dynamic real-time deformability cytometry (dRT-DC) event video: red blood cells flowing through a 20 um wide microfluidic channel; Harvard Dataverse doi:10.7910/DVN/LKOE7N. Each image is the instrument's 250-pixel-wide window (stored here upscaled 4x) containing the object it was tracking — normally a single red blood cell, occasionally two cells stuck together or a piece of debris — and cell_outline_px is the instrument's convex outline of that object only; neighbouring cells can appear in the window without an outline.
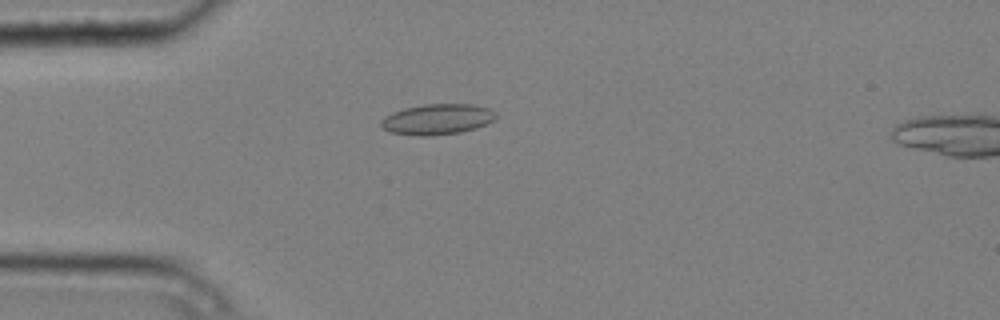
{"species": "common noctule bat (a hibernating species)", "species_latin": "Nyctalus noctula", "temperature_condition": "cold", "stored_images_in_passage": 4, "camera_frame_rate_fps": 3000, "um_per_image_px": 0.085, "animal": {"sex": "male", "body_mass_g": 20.4}, "frame": {"image": 1, "passage_image": 3, "time_ms": 0.667, "image_size_px": [1000, 320], "cell_outline_px": [[496, 120], [488, 124], [476, 128], [460, 132], [432, 136], [416, 136], [388, 132], [380, 124], [380, 120], [384, 116], [392, 112], [404, 108], [424, 104], [472, 104], [488, 108], [496, 112]], "centroid_in_image_um": [37.17, 10.14], "position_along_channel_um": 47.8, "area_um2": 20.81}}